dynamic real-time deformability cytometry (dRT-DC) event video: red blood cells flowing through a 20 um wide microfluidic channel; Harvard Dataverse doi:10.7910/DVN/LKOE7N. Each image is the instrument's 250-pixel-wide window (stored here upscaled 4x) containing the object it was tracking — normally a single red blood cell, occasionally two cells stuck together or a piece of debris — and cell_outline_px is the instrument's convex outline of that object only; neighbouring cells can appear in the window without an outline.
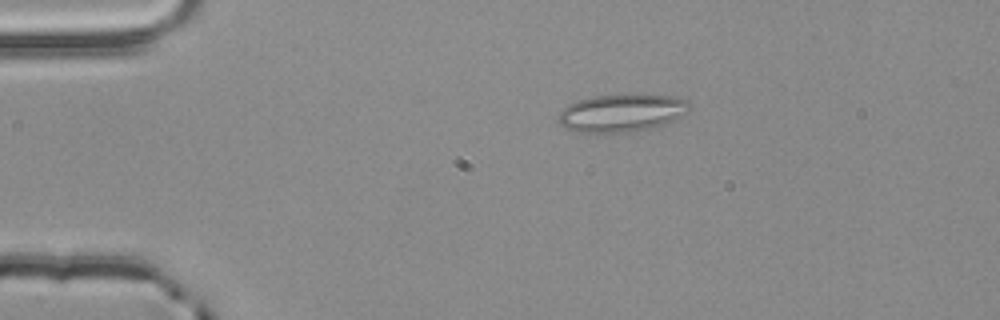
{"species": "common noctule bat (a hibernating species)", "species_latin": "Nyctalus noctula", "temperature_condition": "room temperature", "stored_images_in_passage": 45, "camera_frame_rate_fps": 3000, "um_per_image_px": 0.085, "animal": {"sex": "male", "body_mass_g": 20.4}, "frame": {"image": 1, "passage_image": 3, "time_ms": 0.667, "image_size_px": [1000, 320], "cell_outline_px": [[692, 108], [688, 112], [664, 124], [652, 128], [632, 132], [576, 132], [564, 128], [560, 124], [560, 112], [568, 104], [592, 96], [672, 96], [688, 100], [692, 104]], "centroid_in_image_um": [52.87, 9.62], "position_along_channel_um": 32.1, "area_um2": 28.32}}
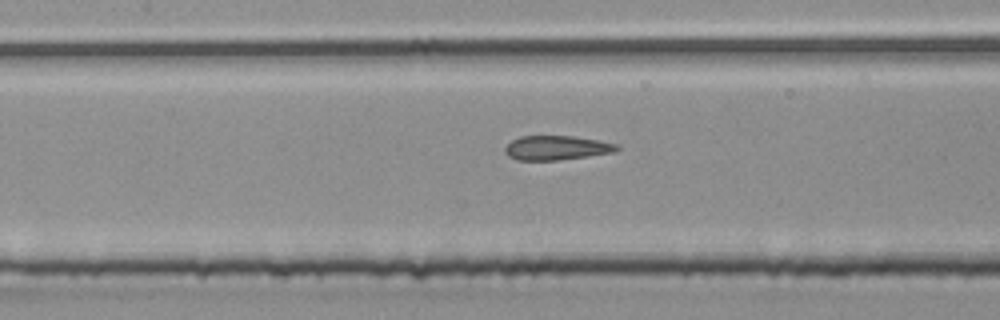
{"frame": {"image": 2, "passage_image": 17, "time_ms": 5.333, "image_size_px": [1000, 320], "cell_outline_px": [[620, 148], [616, 152], [588, 156], [556, 160], [516, 160], [508, 156], [504, 152], [504, 148], [512, 140], [520, 136], [572, 136], [596, 140], [616, 144]], "centroid_in_image_um": [47.28, 12.57], "position_along_channel_um": 160.1, "area_um2": 15.78}}
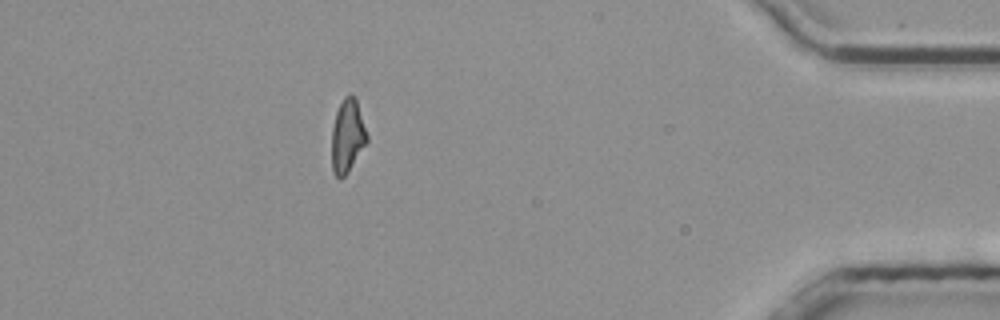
{"frame": {"image": 3, "passage_image": 40, "time_ms": 13.0, "image_size_px": [1000, 320], "cell_outline_px": [[368, 140], [348, 172], [340, 180], [332, 172], [332, 128], [336, 112], [344, 96], [352, 96], [356, 100], [368, 136]], "centroid_in_image_um": [29.52, 11.6], "position_along_channel_um": 405.7, "area_um2": 14.8}, "authors_computed_cell_mechanics": {"area_um2": 16.0106, "velocity_mm_per_s": 3.8715, "shape_relaxation_time_tau1_ms": null, "shape_relaxation_time_tau2_ms": 1.5754, "deformation_change_tau1": null, "deformation_change_tau2": 0.1192}}